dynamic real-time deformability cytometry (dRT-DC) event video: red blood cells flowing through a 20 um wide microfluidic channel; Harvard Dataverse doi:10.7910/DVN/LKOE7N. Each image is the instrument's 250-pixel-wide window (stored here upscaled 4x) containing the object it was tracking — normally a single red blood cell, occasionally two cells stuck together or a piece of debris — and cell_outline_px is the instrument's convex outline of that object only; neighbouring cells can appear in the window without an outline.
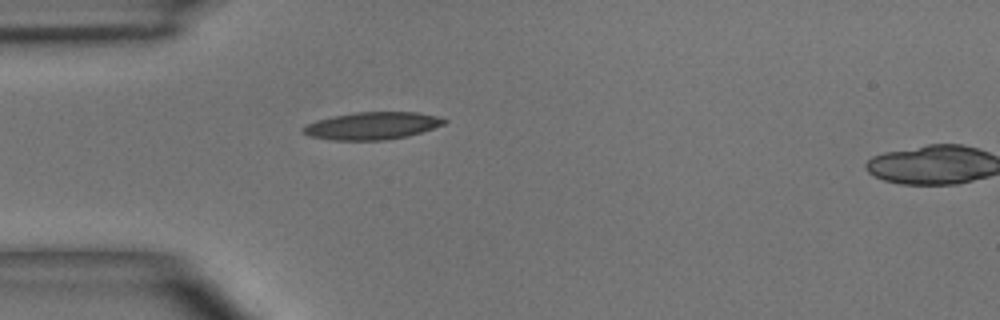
{"species": "common noctule bat (a hibernating species)", "species_latin": "Nyctalus noctula", "temperature_condition": "room temperature", "stored_images_in_passage": 2, "camera_frame_rate_fps": 3000, "um_per_image_px": 0.085, "animal": {"sex": "male", "body_mass_g": 15.6}, "frame": {"image": 1, "passage_image": 1, "time_ms": 0.0, "image_size_px": [1000, 320], "cell_outline_px": [[448, 120], [444, 124], [408, 136], [388, 140], [332, 140], [308, 136], [300, 132], [300, 128], [316, 120], [332, 116], [356, 112], [416, 112], [436, 116]], "centroid_in_image_um": [31.57, 10.69], "position_along_channel_um": 53.4, "area_um2": 22.6}}